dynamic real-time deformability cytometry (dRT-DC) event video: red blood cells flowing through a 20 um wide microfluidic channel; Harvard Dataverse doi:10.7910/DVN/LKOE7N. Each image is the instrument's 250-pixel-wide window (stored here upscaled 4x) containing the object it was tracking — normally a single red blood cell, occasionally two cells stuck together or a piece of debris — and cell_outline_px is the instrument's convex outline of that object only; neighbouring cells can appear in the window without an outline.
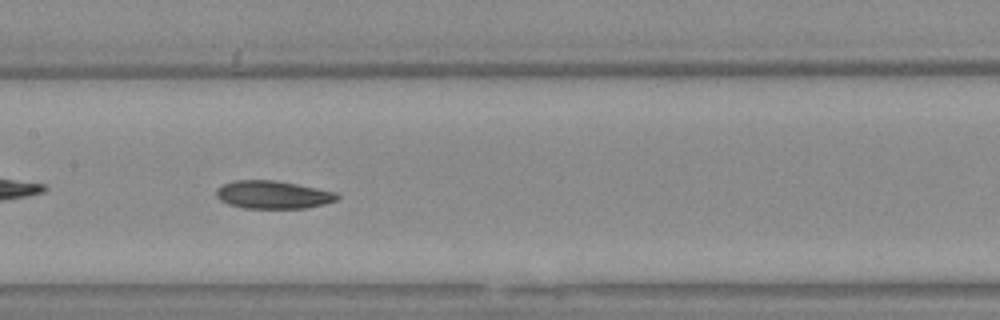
{"species": "Egyptian fruit bat (a non-hibernating species)", "species_latin": "Rousettus aegyptiacus", "temperature_condition": "warm", "stored_images_in_passage": 35, "camera_frame_rate_fps": 3000, "um_per_image_px": 0.085, "animal": {"sex": "female"}, "frame": {"image": 1, "passage_image": 11, "time_ms": 3.333, "image_size_px": [1000, 320], "cell_outline_px": [[340, 196], [336, 200], [324, 204], [304, 208], [244, 208], [228, 204], [220, 200], [216, 196], [216, 188], [224, 184], [236, 180], [276, 180], [336, 192]], "centroid_in_image_um": [23.18, 16.55], "position_along_channel_um": 184.2, "area_um2": 19.59}, "authors_computed_cell_mechanics": {"area_um2": 20.1722, "velocity_mm_per_s": 3.6993, "shape_relaxation_time_tau1_ms": 8.1266, "shape_relaxation_time_tau2_ms": 5.3337, "deformation_change_tau1": 0.1556, "deformation_change_tau2": 0.1252}}